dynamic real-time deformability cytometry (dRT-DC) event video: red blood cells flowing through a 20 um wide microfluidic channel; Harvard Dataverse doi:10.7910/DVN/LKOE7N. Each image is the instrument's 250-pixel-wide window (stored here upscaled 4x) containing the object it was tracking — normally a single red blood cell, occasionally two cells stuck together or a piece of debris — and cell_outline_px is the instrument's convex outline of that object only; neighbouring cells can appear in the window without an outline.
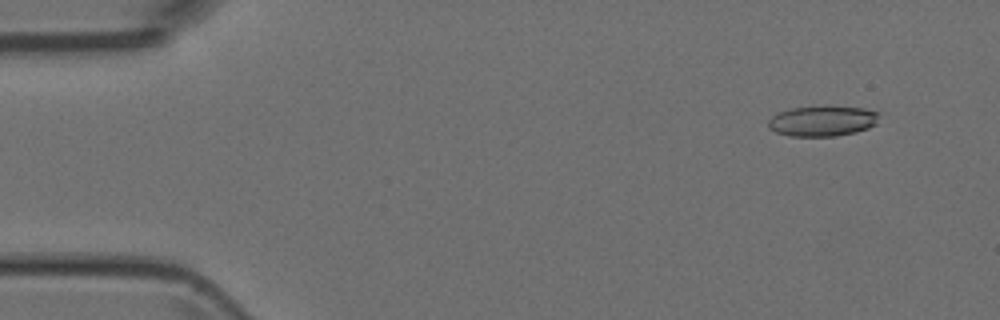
{"species": "Egyptian fruit bat (a non-hibernating species)", "species_latin": "Rousettus aegyptiacus", "temperature_condition": "room temperature", "stored_images_in_passage": 2, "segment_of_instrument_passage": [2, 2], "camera_frame_rate_fps": 3000, "um_per_image_px": 0.085, "animal": {"sex": "female"}, "frame": {"image": 1, "passage_image": 2, "time_ms": 2.0, "image_size_px": [1000, 320], "cell_outline_px": [[880, 112], [876, 124], [868, 128], [856, 132], [836, 136], [788, 136], [776, 132], [768, 128], [768, 120], [772, 116], [780, 112], [792, 108], [864, 108]], "centroid_in_image_um": [69.91, 10.32], "position_along_channel_um": 15.1, "area_um2": 19.19}}